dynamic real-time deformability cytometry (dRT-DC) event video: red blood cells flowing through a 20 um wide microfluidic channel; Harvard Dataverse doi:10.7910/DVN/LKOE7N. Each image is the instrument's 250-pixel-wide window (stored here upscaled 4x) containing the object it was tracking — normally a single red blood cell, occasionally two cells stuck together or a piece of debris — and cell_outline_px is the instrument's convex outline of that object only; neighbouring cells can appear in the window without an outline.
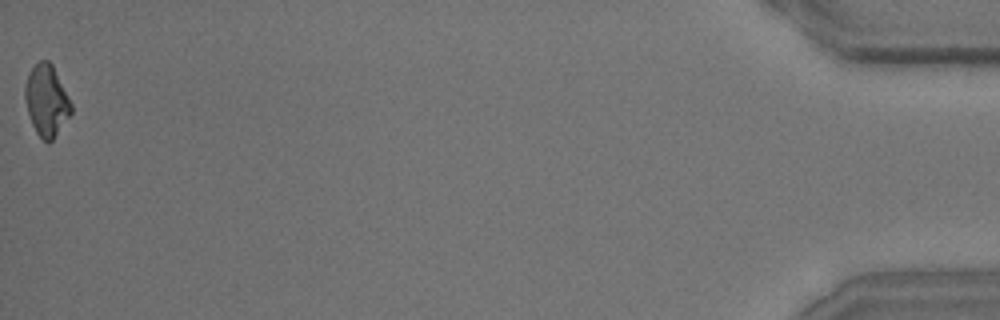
{"species": "common noctule bat (a hibernating species)", "species_latin": "Nyctalus noctula", "temperature_condition": "room temperature", "stored_images_in_passage": 40, "camera_frame_rate_fps": 3000, "um_per_image_px": 0.085, "animal": {"sex": "male", "body_mass_g": 15.6}, "frame": {"image": 1, "passage_image": 40, "time_ms": 13.0, "image_size_px": [1000, 320], "cell_outline_px": [[72, 112], [52, 140], [48, 144], [36, 132], [32, 124], [28, 112], [24, 96], [24, 88], [28, 72], [40, 60], [48, 60], [52, 64], [72, 104]], "centroid_in_image_um": [3.94, 8.53], "position_along_channel_um": 431.3, "area_um2": 18.96}, "authors_computed_cell_mechanics": {"area_um2": 20.0277, "velocity_mm_per_s": 3.669, "shape_relaxation_time_tau1_ms": 4.7679, "shape_relaxation_time_tau2_ms": 4.153, "deformation_change_tau1": 0.169, "deformation_change_tau2": 0.1328}}